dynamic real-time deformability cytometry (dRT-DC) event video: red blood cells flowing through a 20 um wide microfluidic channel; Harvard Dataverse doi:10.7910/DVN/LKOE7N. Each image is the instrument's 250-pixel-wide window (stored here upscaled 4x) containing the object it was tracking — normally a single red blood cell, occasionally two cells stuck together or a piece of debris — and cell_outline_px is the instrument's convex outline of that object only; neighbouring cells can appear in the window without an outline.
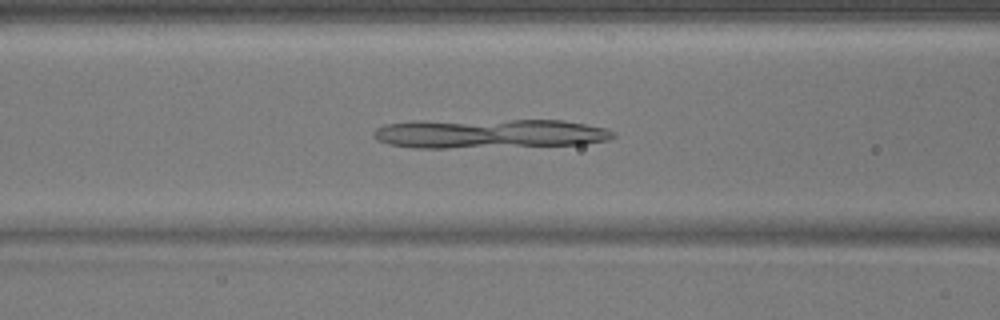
{"species": "common noctule bat (a hibernating species)", "species_latin": "Nyctalus noctula", "temperature_condition": "warm", "stored_images_in_passage": 38, "camera_frame_rate_fps": 3000, "um_per_image_px": 0.085, "animal": {"sex": "male", "body_mass_g": 17.9}, "frame": {"image": 1, "passage_image": 14, "time_ms": 4.333, "image_size_px": [1000, 320], "cell_outline_px": [[616, 136], [608, 140], [584, 144], [448, 148], [412, 148], [388, 144], [376, 140], [372, 136], [372, 132], [376, 128], [384, 124], [412, 120], [564, 120], [604, 128], [616, 132]], "centroid_in_image_um": [41.51, 11.35], "position_along_channel_um": 125.1, "area_um2": 41.56}}
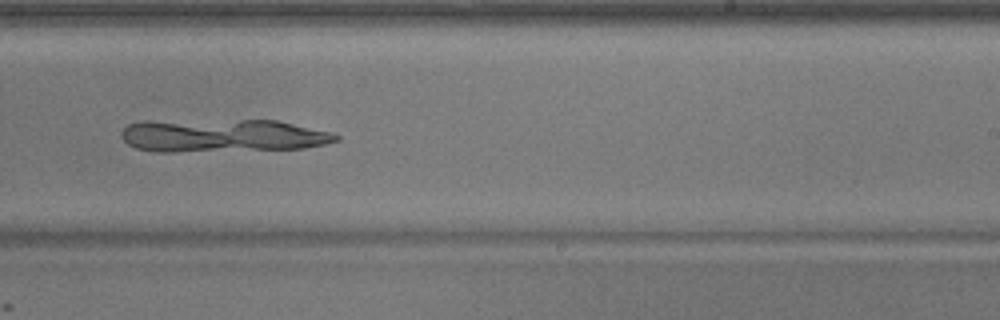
{"frame": {"image": 2, "passage_image": 25, "time_ms": 8.0, "image_size_px": [1000, 320], "cell_outline_px": [[340, 140], [324, 144], [304, 148], [172, 152], [156, 152], [136, 148], [128, 144], [120, 136], [120, 132], [128, 124], [144, 120], [276, 120], [332, 132], [340, 136]], "centroid_in_image_um": [18.87, 11.51], "position_along_channel_um": 270.1, "area_um2": 41.67}}
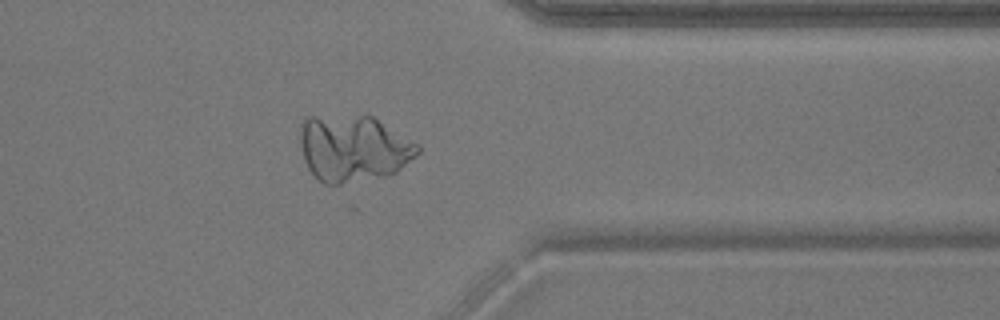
{"frame": {"image": 3, "passage_image": 34, "time_ms": 11.0, "image_size_px": [1000, 320], "cell_outline_px": [[420, 152], [396, 172], [388, 176], [340, 184], [324, 184], [316, 180], [308, 168], [304, 160], [300, 140], [300, 124], [304, 116], [372, 116], [420, 144]], "centroid_in_image_um": [30.03, 12.62], "position_along_channel_um": 381.4, "area_um2": 45.95}}